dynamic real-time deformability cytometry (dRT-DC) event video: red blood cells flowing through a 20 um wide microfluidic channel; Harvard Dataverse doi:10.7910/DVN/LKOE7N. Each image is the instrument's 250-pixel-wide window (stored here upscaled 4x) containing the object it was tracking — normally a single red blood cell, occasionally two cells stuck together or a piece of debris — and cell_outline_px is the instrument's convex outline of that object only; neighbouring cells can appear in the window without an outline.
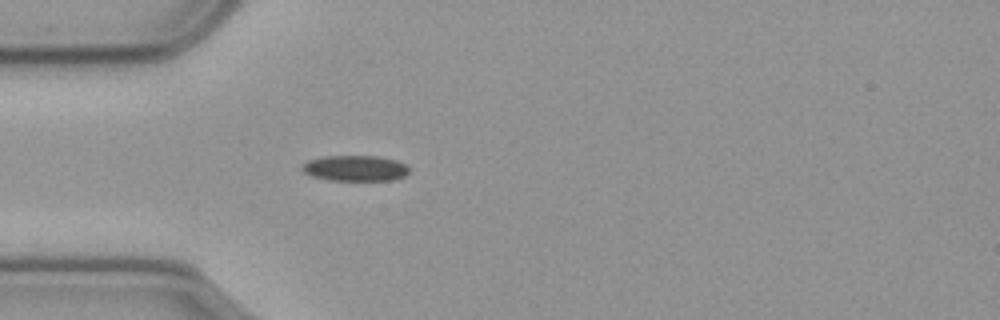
{"species": "common noctule bat (a hibernating species)", "species_latin": "Nyctalus noctula", "temperature_condition": "cold", "stored_images_in_passage": 45, "camera_frame_rate_fps": 3000, "um_per_image_px": 0.085, "animal": {"sex": "male", "body_mass_g": 23.1, "forearm_length_mm": 52.7}, "frame": {"image": 1, "passage_image": 4, "time_ms": 1.0, "image_size_px": [1000, 320], "cell_outline_px": [[408, 172], [404, 176], [392, 180], [328, 180], [312, 176], [304, 172], [300, 168], [308, 160], [324, 156], [376, 156], [396, 160], [404, 164], [408, 168]], "centroid_in_image_um": [30.17, 14.3], "position_along_channel_um": 54.8, "area_um2": 15.9}}
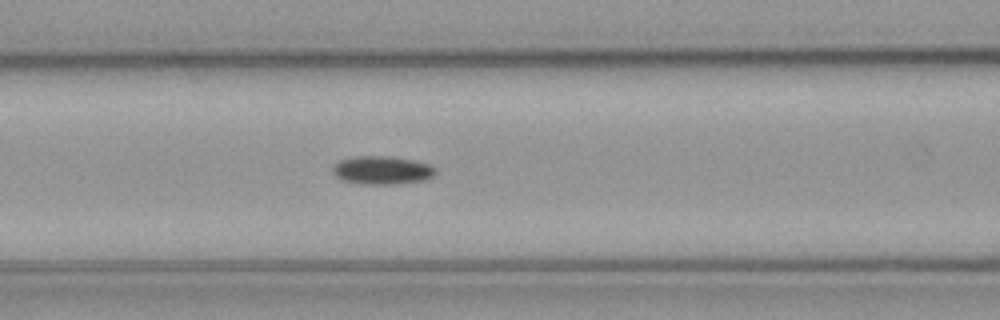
{"frame": {"image": 2, "passage_image": 11, "time_ms": 3.333, "image_size_px": [1000, 320], "cell_outline_px": [[436, 172], [432, 176], [424, 180], [396, 184], [364, 184], [340, 180], [332, 172], [332, 168], [340, 160], [356, 156], [388, 156], [412, 160], [428, 164], [436, 168]], "centroid_in_image_um": [32.46, 14.47], "position_along_channel_um": 134.1, "area_um2": 16.88}}
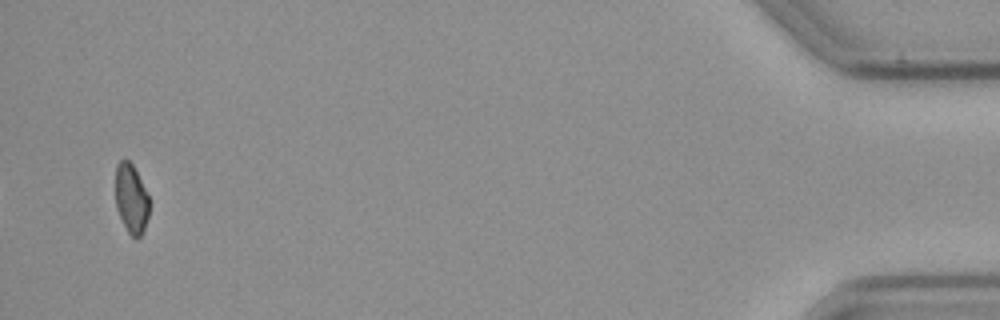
{"frame": {"image": 3, "passage_image": 43, "time_ms": 14.0, "image_size_px": [1000, 320], "cell_outline_px": [[148, 216], [144, 228], [140, 236], [136, 240], [128, 232], [116, 208], [116, 164], [120, 160], [128, 160], [132, 164], [148, 196]], "centroid_in_image_um": [11.14, 16.9], "position_along_channel_um": 424.1, "area_um2": 13.29}, "authors_computed_cell_mechanics": {"area_um2": 15.606, "velocity_mm_per_s": 3.5893, "shape_relaxation_time_tau1_ms": 9.3746, "shape_relaxation_time_tau2_ms": null, "deformation_change_tau1": 0.1334, "deformation_change_tau2": null}}